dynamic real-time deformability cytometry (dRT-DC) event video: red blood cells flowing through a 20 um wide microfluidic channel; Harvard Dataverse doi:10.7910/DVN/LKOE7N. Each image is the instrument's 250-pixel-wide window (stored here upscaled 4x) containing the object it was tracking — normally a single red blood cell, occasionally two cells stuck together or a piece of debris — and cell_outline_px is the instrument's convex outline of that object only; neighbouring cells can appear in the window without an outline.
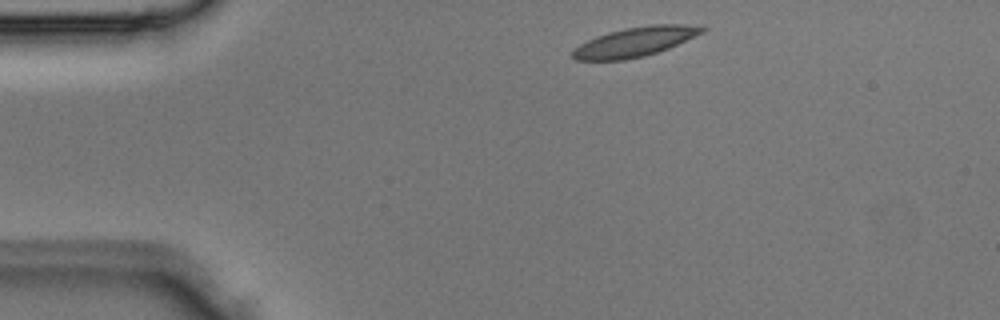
{"species": "Egyptian fruit bat (a non-hibernating species)", "species_latin": "Rousettus aegyptiacus", "temperature_condition": "room temperature", "stored_images_in_passage": 2, "camera_frame_rate_fps": 3000, "um_per_image_px": 0.085, "animal": {"sex": "male"}, "frame": {"image": 1, "passage_image": 1, "time_ms": 0.0, "image_size_px": [1000, 320], "cell_outline_px": [[708, 28], [704, 32], [668, 48], [644, 56], [624, 60], [576, 60], [572, 56], [572, 52], [580, 44], [596, 36], [608, 32], [628, 28], [652, 24], [688, 24]], "centroid_in_image_um": [53.99, 3.55], "position_along_channel_um": 31.0, "area_um2": 21.96}}